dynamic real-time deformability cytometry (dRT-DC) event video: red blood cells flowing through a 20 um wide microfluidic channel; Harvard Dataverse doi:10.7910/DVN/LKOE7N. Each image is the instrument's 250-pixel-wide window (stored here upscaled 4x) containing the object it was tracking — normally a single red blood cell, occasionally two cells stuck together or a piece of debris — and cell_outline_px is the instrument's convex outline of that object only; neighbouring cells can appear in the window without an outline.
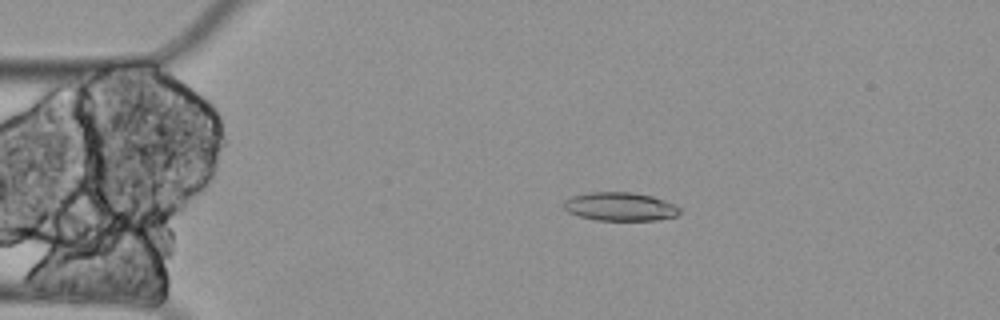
{"species": "Egyptian fruit bat (a non-hibernating species)", "species_latin": "Rousettus aegyptiacus", "temperature_condition": "cold", "stored_images_in_passage": 11, "segment_of_instrument_passage": [1, 3], "camera_frame_rate_fps": 3000, "um_per_image_px": 0.085, "animal": {"sex": "female"}, "frame": {"image": 1, "passage_image": 3, "time_ms": 0.667, "image_size_px": [1000, 320], "cell_outline_px": [[680, 212], [676, 216], [656, 220], [596, 220], [580, 216], [568, 212], [564, 208], [564, 200], [572, 196], [588, 192], [628, 192], [652, 196], [664, 200], [680, 208]], "centroid_in_image_um": [52.69, 17.56], "position_along_channel_um": 32.3, "area_um2": 19.13}}